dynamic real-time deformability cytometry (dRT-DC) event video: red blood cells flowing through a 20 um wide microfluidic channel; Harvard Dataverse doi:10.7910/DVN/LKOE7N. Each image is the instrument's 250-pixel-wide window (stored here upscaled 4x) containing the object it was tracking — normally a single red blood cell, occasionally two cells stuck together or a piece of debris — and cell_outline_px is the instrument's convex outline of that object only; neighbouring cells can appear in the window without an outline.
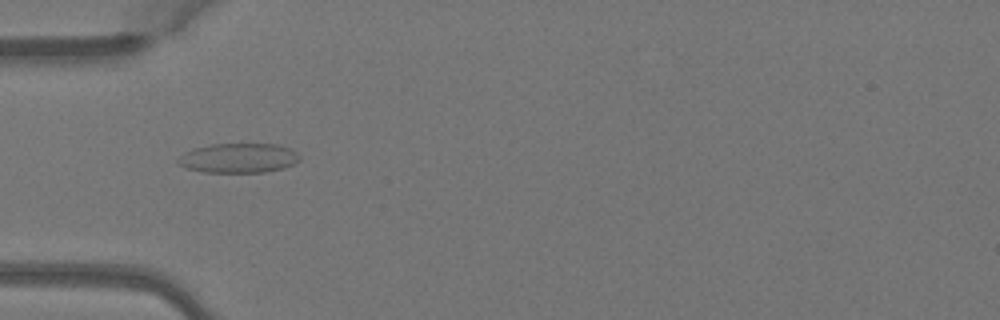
{"species": "Egyptian fruit bat (a non-hibernating species)", "species_latin": "Rousettus aegyptiacus", "temperature_condition": "warm", "stored_images_in_passage": 6, "camera_frame_rate_fps": 3000, "um_per_image_px": 0.085, "animal": {"sex": "female"}, "frame": {"image": 1, "passage_image": 5, "time_ms": 1.333, "image_size_px": [1000, 320], "cell_outline_px": [[300, 160], [284, 168], [264, 172], [204, 172], [184, 168], [176, 164], [176, 160], [184, 152], [192, 148], [212, 144], [276, 144], [288, 148], [296, 152], [300, 156]], "centroid_in_image_um": [20.22, 13.44], "position_along_channel_um": 64.8, "area_um2": 21.1}}
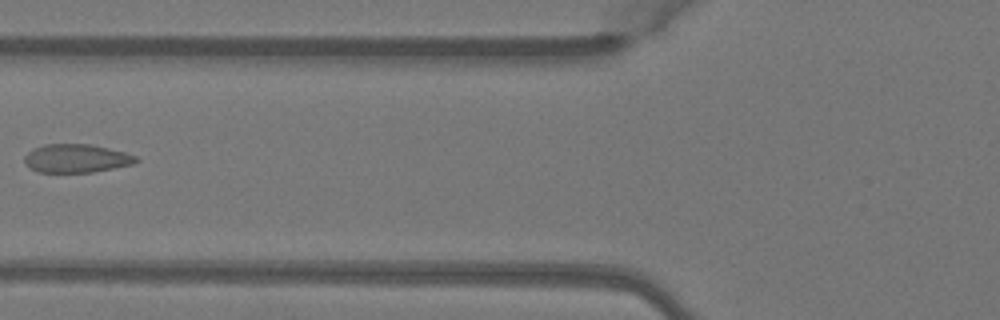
{"frame": {"image": 2, "passage_image": 6, "time_ms": 1.667, "image_size_px": [1000, 320], "cell_outline_px": [[140, 160], [132, 164], [92, 172], [40, 172], [32, 168], [24, 160], [24, 156], [32, 148], [44, 144], [92, 144], [124, 152], [136, 156]], "centroid_in_image_um": [6.49, 13.45], "position_along_channel_um": 119.3, "area_um2": 18.32}}